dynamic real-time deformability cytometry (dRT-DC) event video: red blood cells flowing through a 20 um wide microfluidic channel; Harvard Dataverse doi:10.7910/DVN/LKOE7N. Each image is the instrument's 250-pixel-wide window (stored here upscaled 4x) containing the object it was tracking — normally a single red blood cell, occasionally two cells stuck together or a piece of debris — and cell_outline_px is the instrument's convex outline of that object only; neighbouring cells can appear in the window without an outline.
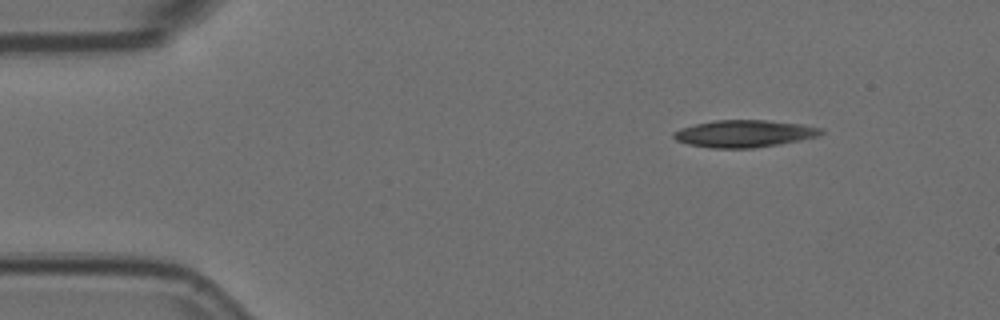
{"species": "Egyptian fruit bat (a non-hibernating species)", "species_latin": "Rousettus aegyptiacus", "temperature_condition": "room temperature", "stored_images_in_passage": 8, "camera_frame_rate_fps": 3000, "um_per_image_px": 0.085, "animal": {"sex": "female"}, "frame": {"image": 1, "passage_image": 1, "time_ms": 0.0, "image_size_px": [1000, 320], "cell_outline_px": [[824, 132], [816, 136], [800, 140], [752, 148], [712, 148], [688, 144], [676, 140], [672, 136], [672, 132], [680, 128], [696, 124], [716, 120], [768, 120], [804, 124], [824, 128]], "centroid_in_image_um": [63.26, 11.35], "position_along_channel_um": 21.7, "area_um2": 23.29}}
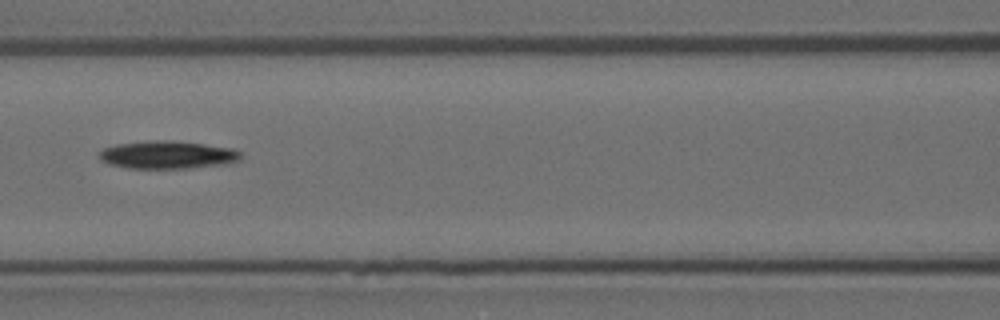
{"frame": {"image": 2, "passage_image": 5, "time_ms": 1.333, "image_size_px": [1000, 320], "cell_outline_px": [[240, 160], [228, 164], [188, 168], [128, 168], [108, 164], [100, 160], [96, 156], [104, 148], [116, 144], [152, 140], [172, 140], [204, 144], [232, 148], [240, 152]], "centroid_in_image_um": [14.21, 13.16], "position_along_channel_um": 152.4, "area_um2": 23.12}}
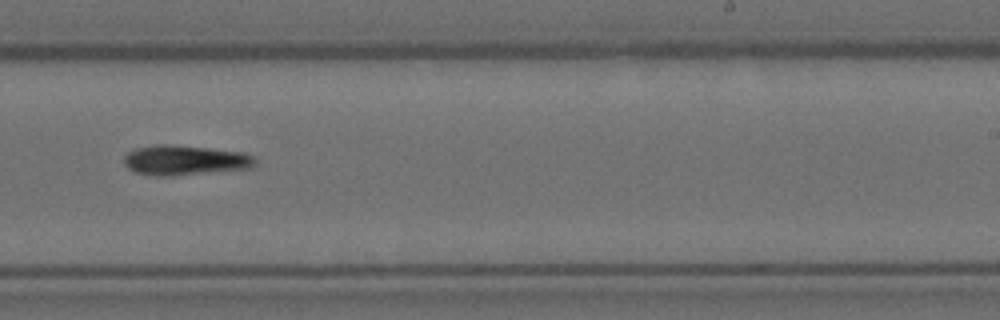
{"frame": {"image": 3, "passage_image": 8, "time_ms": 2.333, "image_size_px": [1000, 320], "cell_outline_px": [[256, 164], [252, 168], [172, 176], [156, 176], [136, 172], [128, 168], [124, 164], [124, 156], [128, 152], [136, 148], [156, 144], [168, 144], [208, 148], [244, 152], [252, 156], [256, 160]], "centroid_in_image_um": [15.72, 13.62], "position_along_channel_um": 273.3, "area_um2": 22.95}}